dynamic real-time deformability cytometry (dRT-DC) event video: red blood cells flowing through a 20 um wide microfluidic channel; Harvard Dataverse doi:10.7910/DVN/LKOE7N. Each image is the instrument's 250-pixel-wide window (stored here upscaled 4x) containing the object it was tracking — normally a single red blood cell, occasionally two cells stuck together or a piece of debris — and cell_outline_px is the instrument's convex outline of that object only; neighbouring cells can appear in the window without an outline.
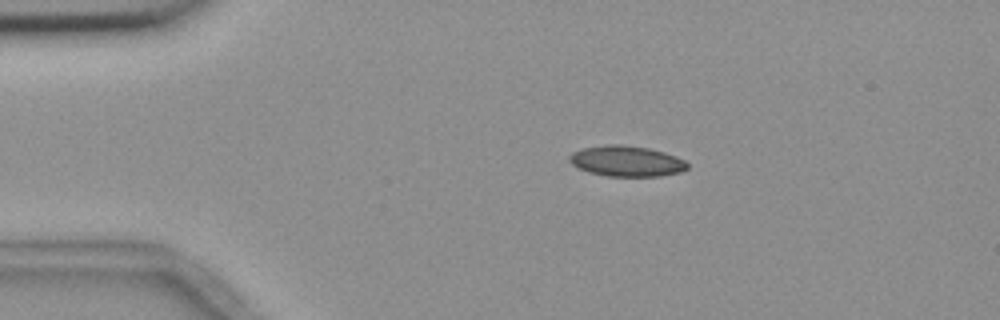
{"species": "common noctule bat (a hibernating species)", "species_latin": "Nyctalus noctula", "temperature_condition": "room temperature", "stored_images_in_passage": 8, "camera_frame_rate_fps": 3000, "um_per_image_px": 0.085, "animal": {"sex": "female", "body_mass_g": 18.4}, "frame": {"image": 1, "passage_image": 1, "time_ms": 0.0, "image_size_px": [1000, 320], "cell_outline_px": [[688, 168], [680, 172], [660, 176], [608, 176], [588, 172], [572, 164], [568, 160], [568, 156], [572, 152], [584, 148], [608, 144], [620, 144], [648, 148], [664, 152], [676, 156], [684, 160], [688, 164]], "centroid_in_image_um": [53.25, 13.69], "position_along_channel_um": 31.7, "area_um2": 21.04}}
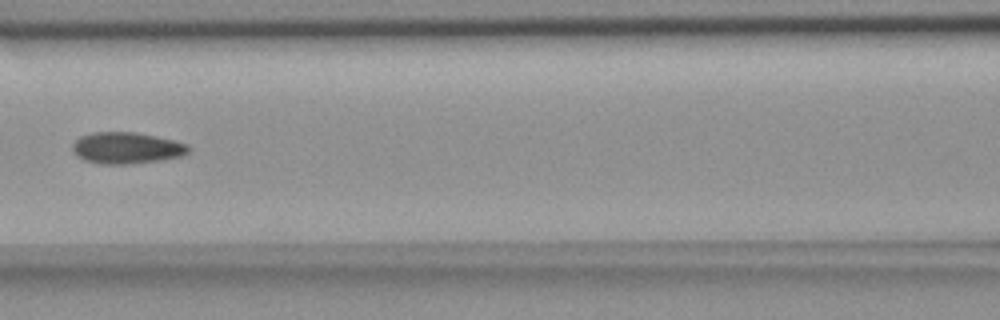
{"frame": {"image": 2, "passage_image": 5, "time_ms": 4.667, "image_size_px": [1000, 320], "cell_outline_px": [[192, 148], [184, 156], [160, 160], [132, 164], [100, 164], [84, 160], [76, 156], [72, 148], [72, 144], [80, 136], [92, 132], [132, 132], [172, 140], [188, 144]], "centroid_in_image_um": [10.75, 12.59], "position_along_channel_um": 155.8, "area_um2": 21.33}}
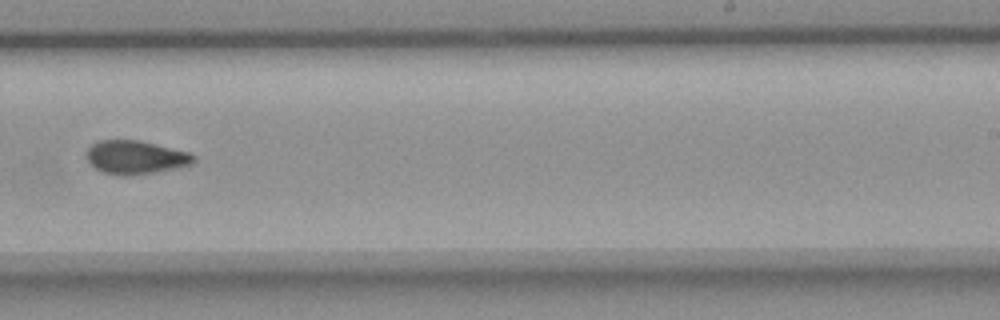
{"frame": {"image": 3, "passage_image": 8, "time_ms": 8.0, "image_size_px": [1000, 320], "cell_outline_px": [[196, 160], [192, 164], [180, 168], [132, 176], [120, 176], [104, 172], [96, 168], [88, 160], [88, 148], [92, 144], [100, 140], [136, 140], [188, 152], [196, 156]], "centroid_in_image_um": [11.57, 13.39], "position_along_channel_um": 277.4, "area_um2": 20.81}}